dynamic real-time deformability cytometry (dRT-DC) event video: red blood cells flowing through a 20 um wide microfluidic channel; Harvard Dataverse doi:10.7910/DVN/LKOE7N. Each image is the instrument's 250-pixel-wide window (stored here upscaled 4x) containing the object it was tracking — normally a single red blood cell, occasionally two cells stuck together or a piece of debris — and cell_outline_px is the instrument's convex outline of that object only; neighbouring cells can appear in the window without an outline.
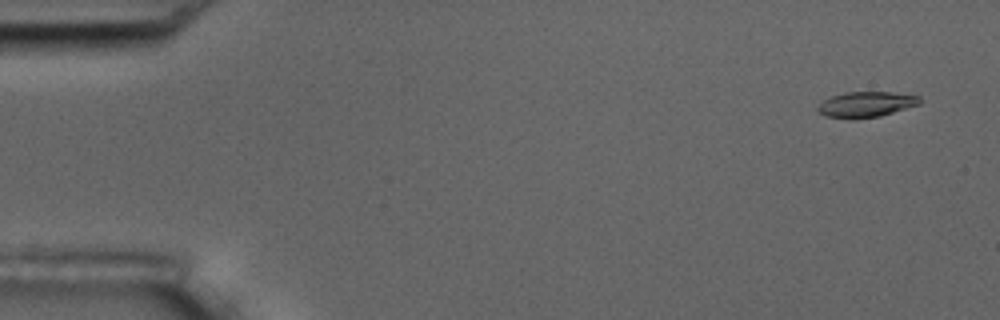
{"species": "common noctule bat (a hibernating species)", "species_latin": "Nyctalus noctula", "temperature_condition": "room temperature", "stored_images_in_passage": 5, "camera_frame_rate_fps": 3000, "um_per_image_px": 0.085, "animal": {"sex": "male", "body_mass_g": 17.5, "forearm_length_mm": 52.3}, "frame": {"image": 1, "passage_image": 1, "time_ms": 0.0, "image_size_px": [1000, 320], "cell_outline_px": [[920, 104], [880, 116], [852, 120], [828, 116], [820, 112], [816, 108], [824, 100], [832, 96], [844, 92], [892, 92], [920, 96]], "centroid_in_image_um": [73.62, 8.88], "position_along_channel_um": 11.4, "area_um2": 15.14}}
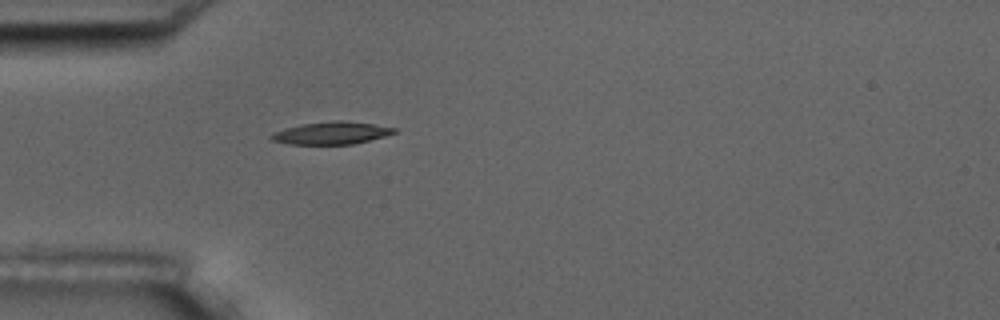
{"frame": {"image": 2, "passage_image": 5, "time_ms": 4.667, "image_size_px": [1000, 320], "cell_outline_px": [[396, 132], [384, 136], [352, 144], [288, 144], [272, 140], [268, 136], [272, 132], [284, 128], [300, 124], [332, 120], [344, 120], [372, 124], [396, 128]], "centroid_in_image_um": [28.1, 11.29], "position_along_channel_um": 56.9, "area_um2": 16.13}}